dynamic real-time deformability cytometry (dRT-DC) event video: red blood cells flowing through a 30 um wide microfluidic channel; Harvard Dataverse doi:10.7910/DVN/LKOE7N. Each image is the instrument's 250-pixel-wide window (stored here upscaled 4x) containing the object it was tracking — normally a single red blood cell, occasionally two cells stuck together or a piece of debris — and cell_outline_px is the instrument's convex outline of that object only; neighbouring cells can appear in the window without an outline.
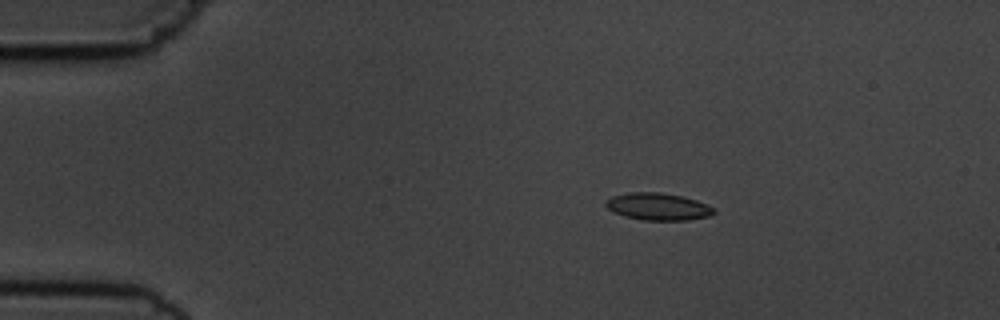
{"species": "common noctule bat (a hibernating species)", "species_latin": "Nyctalus noctula", "temperature_condition": "cold", "stored_images_in_passage": 8, "camera_frame_rate_fps": 3000, "um_per_image_px": 0.085, "animal": {"sex": "male", "body_mass_g": 19.5, "forearm_length_mm": 54.6}, "frame": {"image": 1, "passage_image": 2, "time_ms": 1.0, "image_size_px": [1000, 320], "cell_outline_px": [[716, 212], [712, 216], [688, 220], [644, 220], [624, 216], [608, 208], [604, 204], [604, 200], [612, 196], [628, 192], [660, 192], [680, 196], [696, 200], [708, 204], [716, 208]], "centroid_in_image_um": [55.97, 17.56], "position_along_channel_um": 29.0, "area_um2": 17.28}}
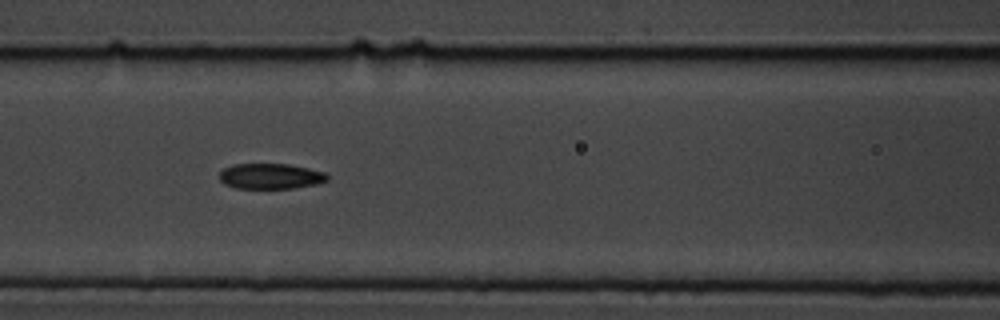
{"frame": {"image": 2, "passage_image": 6, "time_ms": 5.667, "image_size_px": [1000, 320], "cell_outline_px": [[328, 180], [316, 184], [292, 188], [236, 188], [224, 184], [220, 180], [220, 172], [224, 168], [232, 164], [288, 164], [308, 168], [324, 172], [328, 176]], "centroid_in_image_um": [22.98, 14.97], "position_along_channel_um": 143.6, "area_um2": 15.95}}
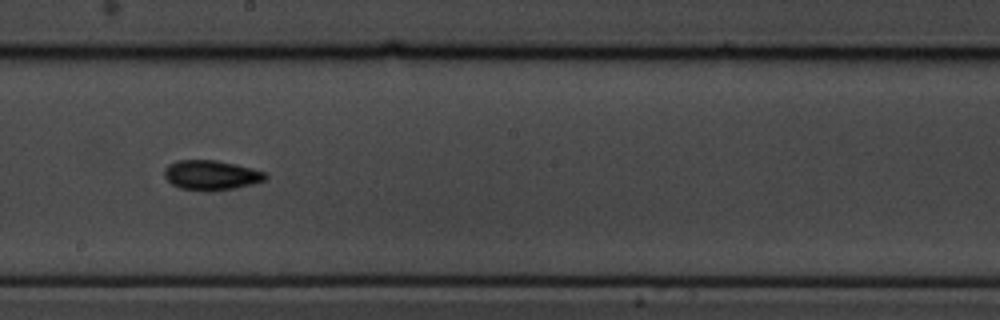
{"frame": {"image": 3, "passage_image": 8, "time_ms": 8.0, "image_size_px": [1000, 320], "cell_outline_px": [[268, 176], [264, 180], [252, 184], [236, 188], [208, 192], [180, 188], [172, 184], [164, 176], [164, 168], [168, 164], [180, 160], [216, 160], [236, 164], [252, 168], [264, 172]], "centroid_in_image_um": [17.94, 14.89], "position_along_channel_um": 230.3, "area_um2": 17.63}}